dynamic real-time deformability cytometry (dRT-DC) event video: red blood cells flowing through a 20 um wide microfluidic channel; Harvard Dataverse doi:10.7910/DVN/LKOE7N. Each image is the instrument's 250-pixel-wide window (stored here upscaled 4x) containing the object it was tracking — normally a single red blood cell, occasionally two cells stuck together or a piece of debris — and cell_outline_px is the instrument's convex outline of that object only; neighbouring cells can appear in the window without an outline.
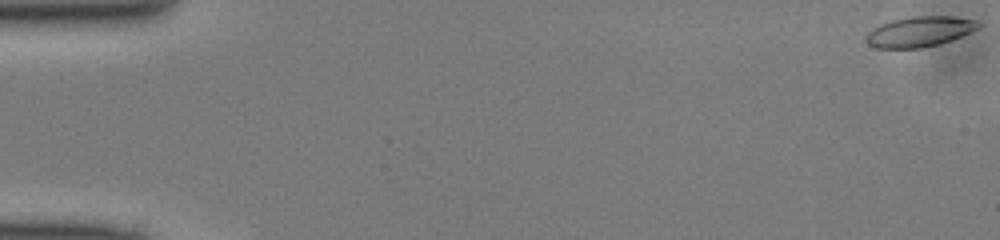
{"species": "common noctule bat (a hibernating species)", "species_latin": "Nyctalus noctula", "temperature_condition": "cold", "stored_images_in_passage": 50, "camera_frame_rate_fps": 3000, "um_per_image_px": 0.085, "animal": {"sex": "male", "body_mass_g": 13.0, "forearm_length_mm": 53.1}, "frame": {"image": 1, "passage_image": 1, "time_ms": 0.0, "image_size_px": [1000, 240], "cell_outline_px": [[980, 28], [952, 40], [940, 44], [920, 48], [876, 48], [868, 44], [864, 40], [864, 36], [872, 28], [880, 24], [892, 20], [912, 16], [952, 16], [980, 20]], "centroid_in_image_um": [78.17, 2.68], "position_along_channel_um": 6.8, "area_um2": 20.17}}
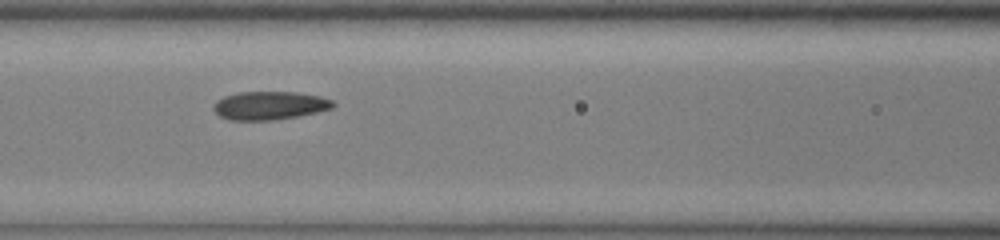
{"frame": {"image": 2, "passage_image": 22, "time_ms": 7.0, "image_size_px": [1000, 240], "cell_outline_px": [[336, 104], [332, 108], [316, 112], [296, 116], [272, 120], [228, 120], [220, 116], [212, 108], [216, 100], [224, 96], [240, 92], [296, 92], [320, 96], [332, 100]], "centroid_in_image_um": [22.9, 8.96], "position_along_channel_um": 143.7, "area_um2": 19.65}}
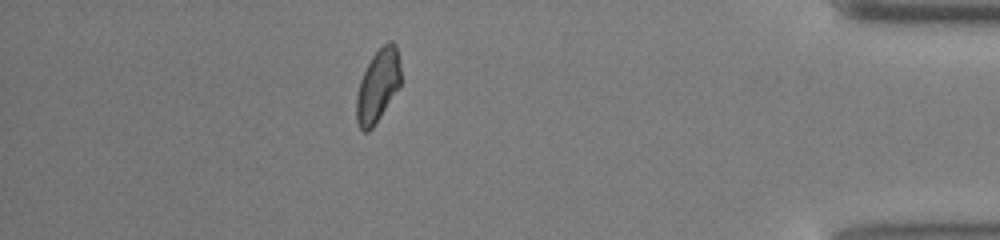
{"frame": {"image": 3, "passage_image": 44, "time_ms": 14.333, "image_size_px": [1000, 240], "cell_outline_px": [[400, 84], [380, 116], [372, 128], [368, 132], [364, 132], [360, 128], [356, 120], [356, 96], [360, 80], [372, 56], [388, 40], [392, 40], [396, 44], [400, 64]], "centroid_in_image_um": [32.1, 7.27], "position_along_channel_um": 403.1, "area_um2": 18.5}}